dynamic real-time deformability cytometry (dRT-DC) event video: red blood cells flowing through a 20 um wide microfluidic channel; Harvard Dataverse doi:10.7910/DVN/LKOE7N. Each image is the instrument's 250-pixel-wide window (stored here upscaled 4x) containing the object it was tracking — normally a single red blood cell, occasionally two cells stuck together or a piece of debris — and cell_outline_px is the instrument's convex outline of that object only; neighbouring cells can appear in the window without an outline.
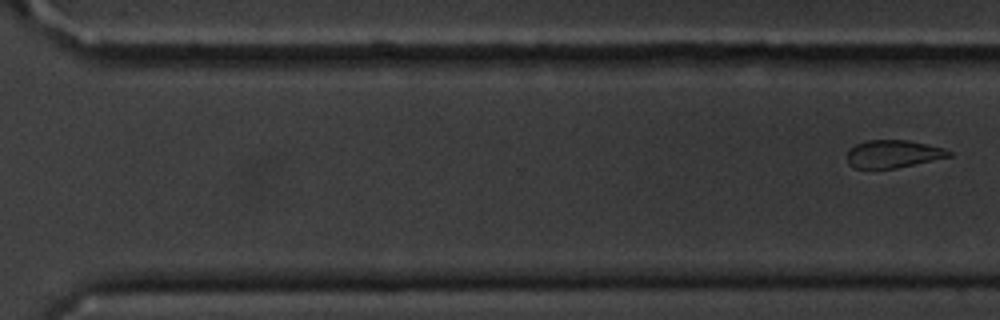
{"species": "common noctule bat (a hibernating species)", "species_latin": "Nyctalus noctula", "temperature_condition": "cold", "stored_images_in_passage": 10, "segment_of_instrument_passage": [2, 2], "camera_frame_rate_fps": 3000, "um_per_image_px": 0.085, "animal": {"sex": "male", "body_mass_g": 20.1, "forearm_length_mm": 53.5}, "frame": {"image": 1, "passage_image": 10, "time_ms": 11.667, "image_size_px": [1000, 320], "cell_outline_px": [[952, 156], [896, 168], [856, 168], [848, 164], [848, 152], [856, 144], [868, 140], [908, 140], [944, 148], [952, 152]], "centroid_in_image_um": [75.94, 13.08], "position_along_channel_um": 294.7, "area_um2": 16.24}}